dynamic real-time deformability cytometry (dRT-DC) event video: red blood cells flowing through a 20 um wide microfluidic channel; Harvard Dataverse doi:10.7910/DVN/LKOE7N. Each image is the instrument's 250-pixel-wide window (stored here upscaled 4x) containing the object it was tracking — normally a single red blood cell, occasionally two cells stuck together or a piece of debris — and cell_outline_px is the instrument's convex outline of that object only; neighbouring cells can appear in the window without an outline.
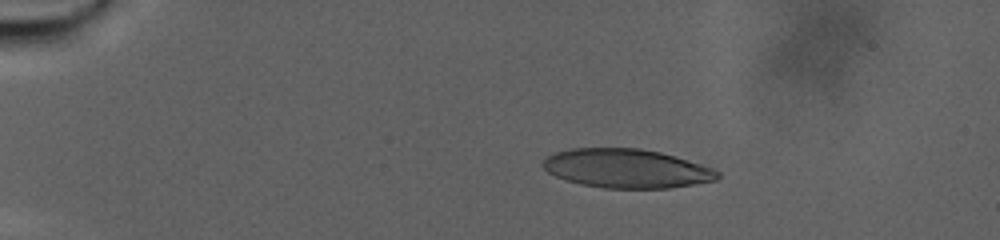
{"species": "human", "species_latin": "Homo sapiens", "temperature_condition": "warm", "stored_images_in_passage": 94, "camera_frame_rate_fps": 3000, "um_per_image_px": 0.085, "donor": {"sex": "male"}, "frame": {"image": 1, "passage_image": 19, "time_ms": 6.0, "image_size_px": [1000, 240], "cell_outline_px": [[720, 176], [716, 180], [668, 188], [604, 188], [580, 184], [564, 180], [548, 172], [544, 168], [544, 160], [548, 156], [556, 152], [572, 148], [640, 148], [660, 152], [700, 164], [712, 168], [720, 172]], "centroid_in_image_um": [53.24, 14.32], "position_along_channel_um": 31.8, "area_um2": 39.36}}
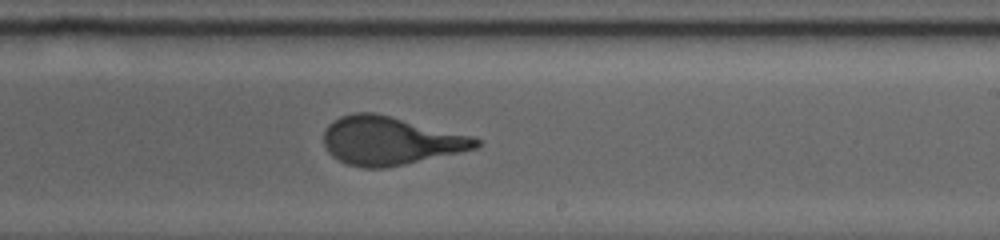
{"frame": {"image": 2, "passage_image": 60, "time_ms": 19.667, "image_size_px": [1000, 240], "cell_outline_px": [[480, 144], [476, 148], [460, 152], [404, 164], [384, 168], [364, 168], [344, 164], [332, 156], [328, 152], [324, 144], [324, 128], [332, 120], [340, 116], [352, 112], [372, 112], [472, 136], [480, 140]], "centroid_in_image_um": [33.09, 11.97], "position_along_channel_um": 255.9, "area_um2": 42.71}}
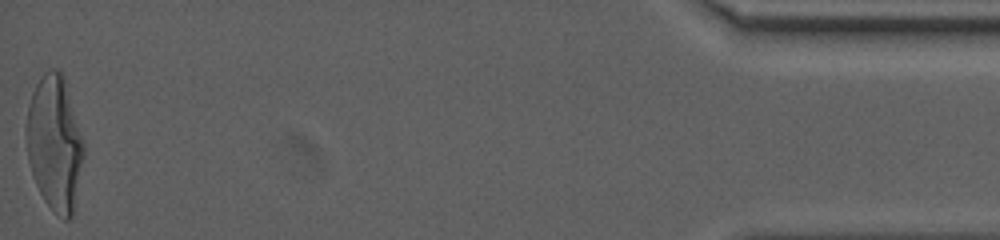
{"frame": {"image": 3, "passage_image": 94, "time_ms": 31.0, "image_size_px": [1000, 240], "cell_outline_px": [[84, 156], [72, 216], [68, 220], [64, 220], [44, 200], [36, 184], [28, 160], [24, 128], [28, 104], [32, 92], [36, 84], [44, 72], [48, 68], [56, 68], [64, 76], [84, 144]], "centroid_in_image_um": [4.62, 12.13], "position_along_channel_um": 430.6, "area_um2": 45.08}, "authors_computed_cell_mechanics": {"area_um2": 42.5408, "velocity_mm_per_s": 2.2681, "shape_relaxation_time_tau1_ms": 8.9442, "shape_relaxation_time_tau2_ms": null, "deformation_change_tau1": 0.2873, "deformation_change_tau2": null}}